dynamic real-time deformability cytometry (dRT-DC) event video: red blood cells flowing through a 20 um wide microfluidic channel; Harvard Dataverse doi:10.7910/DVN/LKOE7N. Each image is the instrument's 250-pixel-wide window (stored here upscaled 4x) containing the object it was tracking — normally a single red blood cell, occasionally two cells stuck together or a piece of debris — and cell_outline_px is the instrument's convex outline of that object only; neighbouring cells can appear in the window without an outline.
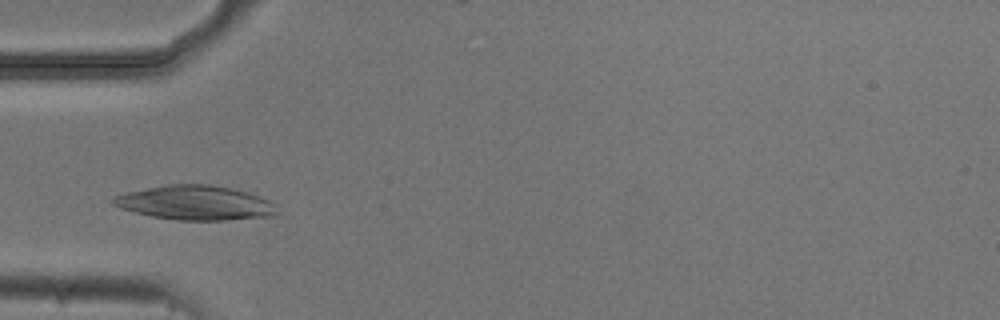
{"species": "common noctule bat (a hibernating species)", "species_latin": "Nyctalus noctula", "temperature_condition": "cold", "stored_images_in_passage": 4, "camera_frame_rate_fps": 3000, "um_per_image_px": 0.085, "animal": {"sex": "male", "body_mass_g": 20.5, "forearm_length_mm": 52.5}, "frame": {"image": 1, "passage_image": 3, "time_ms": 0.667, "image_size_px": [1000, 320], "cell_outline_px": [[280, 216], [228, 220], [176, 220], [152, 216], [120, 208], [112, 204], [108, 200], [112, 196], [128, 192], [168, 184], [208, 184], [232, 188], [248, 192], [268, 200], [276, 204]], "centroid_in_image_um": [16.64, 17.25], "position_along_channel_um": 68.4, "area_um2": 33.18}}
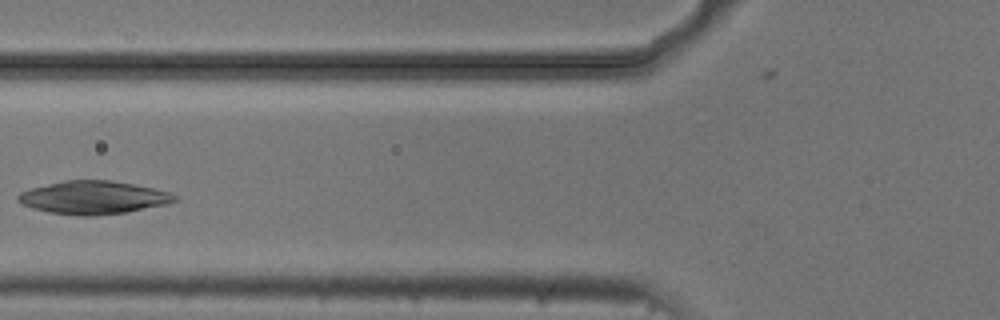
{"frame": {"image": 2, "passage_image": 4, "time_ms": 1.0, "image_size_px": [1000, 320], "cell_outline_px": [[180, 200], [168, 204], [128, 212], [96, 216], [84, 216], [48, 212], [32, 208], [20, 204], [16, 200], [16, 196], [20, 192], [28, 188], [64, 180], [112, 180], [152, 188], [168, 192], [180, 196]], "centroid_in_image_um": [7.93, 16.79], "position_along_channel_um": 117.9, "area_um2": 30.63}}